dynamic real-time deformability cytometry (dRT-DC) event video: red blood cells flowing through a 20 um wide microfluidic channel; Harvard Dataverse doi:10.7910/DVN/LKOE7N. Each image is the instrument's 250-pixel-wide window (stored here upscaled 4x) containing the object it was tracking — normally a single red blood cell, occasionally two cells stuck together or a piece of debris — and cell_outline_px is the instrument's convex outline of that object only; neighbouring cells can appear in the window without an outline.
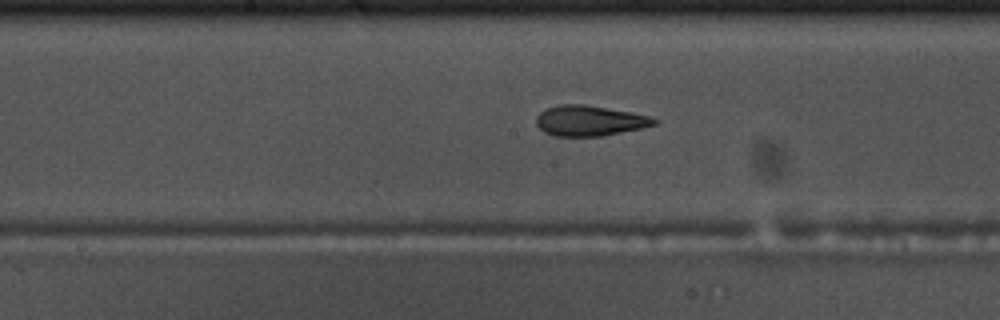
{"species": "common noctule bat (a hibernating species)", "species_latin": "Nyctalus noctula", "temperature_condition": "warm", "stored_images_in_passage": 52, "camera_frame_rate_fps": 3000, "um_per_image_px": 0.085, "animal": {"sex": "male", "body_mass_g": 17.5, "forearm_length_mm": 52.3}, "frame": {"image": 1, "passage_image": 26, "time_ms": 8.333, "image_size_px": [1000, 320], "cell_outline_px": [[660, 120], [656, 124], [644, 128], [600, 136], [552, 136], [544, 132], [536, 124], [536, 116], [540, 112], [548, 108], [560, 104], [584, 104], [632, 112], [648, 116]], "centroid_in_image_um": [50.12, 10.26], "position_along_channel_um": 198.1, "area_um2": 20.98}}
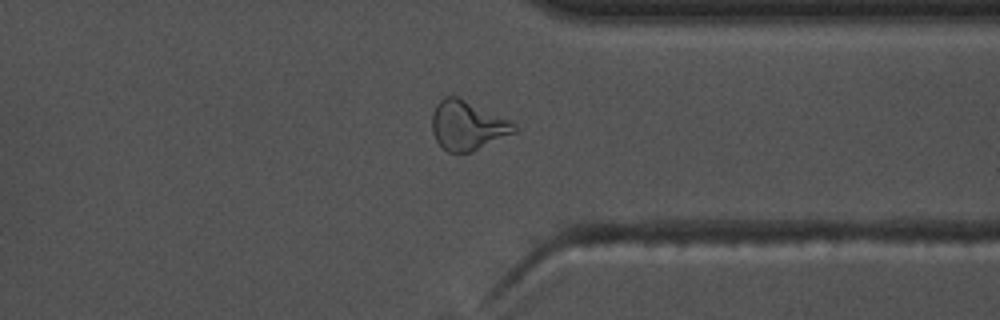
{"frame": {"image": 2, "passage_image": 40, "time_ms": 13.0, "image_size_px": [1000, 320], "cell_outline_px": [[520, 128], [516, 132], [472, 152], [448, 152], [436, 140], [432, 132], [432, 112], [436, 104], [444, 96], [456, 96], [508, 120], [516, 124]], "centroid_in_image_um": [39.72, 10.67], "position_along_channel_um": 371.7, "area_um2": 23.35}}
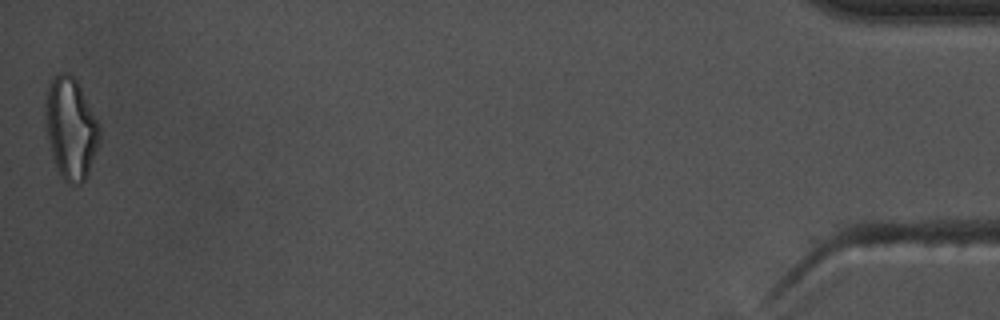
{"frame": {"image": 3, "passage_image": 52, "time_ms": 17.0, "image_size_px": [1000, 320], "cell_outline_px": [[100, 140], [88, 176], [80, 184], [68, 184], [60, 176], [52, 156], [48, 136], [44, 112], [44, 104], [48, 84], [52, 76], [56, 72], [68, 72], [76, 80], [100, 128]], "centroid_in_image_um": [5.99, 10.91], "position_along_channel_um": 429.2, "area_um2": 32.02}, "authors_computed_cell_mechanics": {"area_um2": 21.2126, "velocity_mm_per_s": 3.7649, "shape_relaxation_time_tau1_ms": 9.1237, "shape_relaxation_time_tau2_ms": 2.2401, "deformation_change_tau1": 0.2662, "deformation_change_tau2": 0.1142}}